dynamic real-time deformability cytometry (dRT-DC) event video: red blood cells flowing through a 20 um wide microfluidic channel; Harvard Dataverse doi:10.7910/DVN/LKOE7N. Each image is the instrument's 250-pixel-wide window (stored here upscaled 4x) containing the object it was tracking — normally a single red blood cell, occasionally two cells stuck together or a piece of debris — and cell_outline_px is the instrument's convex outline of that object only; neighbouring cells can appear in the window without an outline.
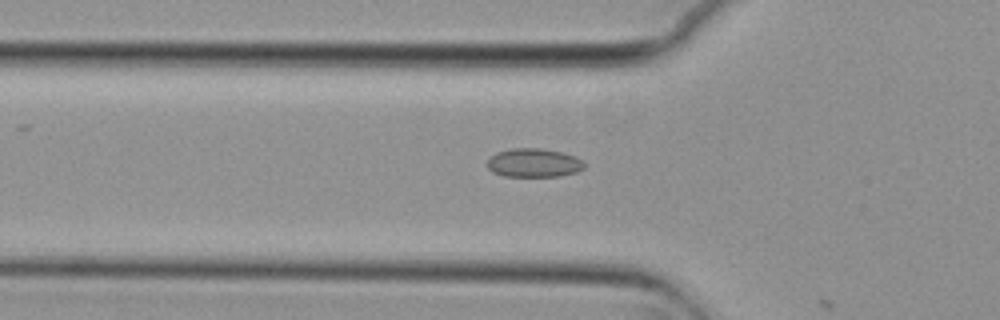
{"species": "common noctule bat (a hibernating species)", "species_latin": "Nyctalus noctula", "temperature_condition": "cold", "stored_images_in_passage": 18, "camera_frame_rate_fps": 3000, "um_per_image_px": 0.085, "animal": {"sex": "female", "body_mass_g": 29.2, "forearm_length_mm": 56.3}, "frame": {"image": 1, "passage_image": 17, "time_ms": 5.333, "image_size_px": [1000, 320], "cell_outline_px": [[584, 168], [576, 172], [560, 176], [504, 176], [492, 172], [488, 168], [488, 160], [496, 152], [512, 148], [540, 148], [560, 152], [576, 156], [584, 160]], "centroid_in_image_um": [45.39, 13.84], "position_along_channel_um": 80.4, "area_um2": 16.24}}